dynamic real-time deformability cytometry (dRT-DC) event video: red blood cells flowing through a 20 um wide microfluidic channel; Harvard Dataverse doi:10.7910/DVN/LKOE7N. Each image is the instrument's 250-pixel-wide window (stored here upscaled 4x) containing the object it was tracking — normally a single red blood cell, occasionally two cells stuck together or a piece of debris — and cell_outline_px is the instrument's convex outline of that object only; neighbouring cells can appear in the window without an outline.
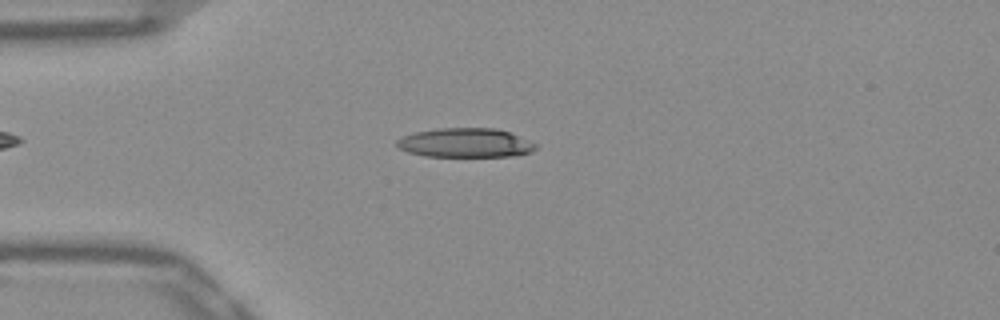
{"species": "Egyptian fruit bat (a non-hibernating species)", "species_latin": "Rousettus aegyptiacus", "temperature_condition": "warm", "stored_images_in_passage": 40, "camera_frame_rate_fps": 3000, "um_per_image_px": 0.085, "frame": {"image": 1, "passage_image": 7, "time_ms": 2.0, "image_size_px": [1000, 320], "cell_outline_px": [[536, 148], [532, 152], [516, 156], [424, 156], [408, 152], [400, 148], [396, 144], [396, 140], [404, 136], [416, 132], [440, 128], [496, 128], [508, 132], [528, 140], [536, 144]], "centroid_in_image_um": [39.57, 12.14], "position_along_channel_um": 45.4, "area_um2": 23.47}}
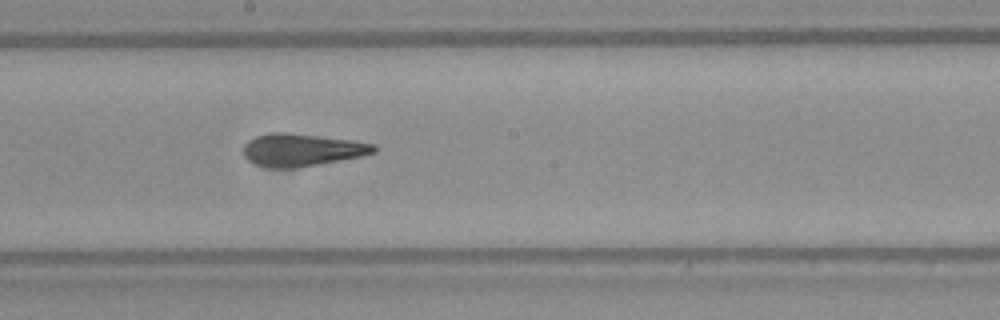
{"frame": {"image": 2, "passage_image": 22, "time_ms": 7.0, "image_size_px": [1000, 320], "cell_outline_px": [[376, 152], [364, 156], [292, 168], [272, 168], [256, 164], [248, 160], [244, 156], [244, 144], [248, 140], [256, 136], [272, 132], [284, 132], [352, 140], [376, 144]], "centroid_in_image_um": [25.66, 12.73], "position_along_channel_um": 222.5, "area_um2": 24.57}}
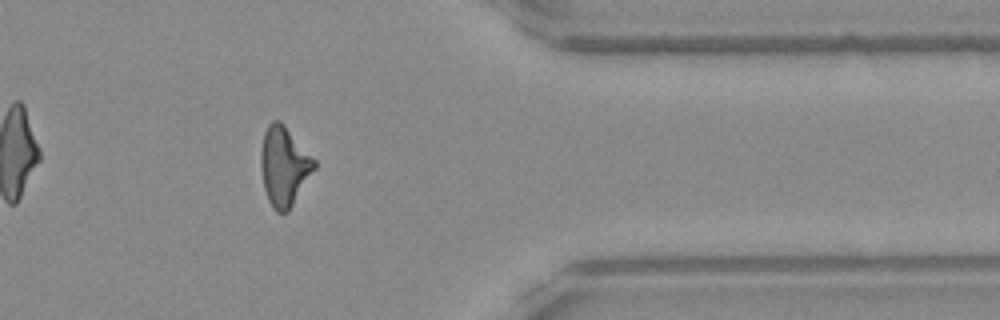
{"frame": {"image": 3, "passage_image": 36, "time_ms": 11.667, "image_size_px": [1000, 320], "cell_outline_px": [[316, 168], [288, 212], [276, 212], [272, 208], [268, 200], [264, 188], [260, 168], [260, 152], [264, 132], [268, 124], [272, 120], [280, 120], [284, 124], [316, 160]], "centroid_in_image_um": [24.14, 14.12], "position_along_channel_um": 387.3, "area_um2": 24.91}, "authors_computed_cell_mechanics": {"area_um2": 24.276, "velocity_mm_per_s": 3.8948, "shape_relaxation_time_tau1_ms": 8.0016, "shape_relaxation_time_tau2_ms": 2.7727, "deformation_change_tau1": 0.2655, "deformation_change_tau2": 0.1436}}